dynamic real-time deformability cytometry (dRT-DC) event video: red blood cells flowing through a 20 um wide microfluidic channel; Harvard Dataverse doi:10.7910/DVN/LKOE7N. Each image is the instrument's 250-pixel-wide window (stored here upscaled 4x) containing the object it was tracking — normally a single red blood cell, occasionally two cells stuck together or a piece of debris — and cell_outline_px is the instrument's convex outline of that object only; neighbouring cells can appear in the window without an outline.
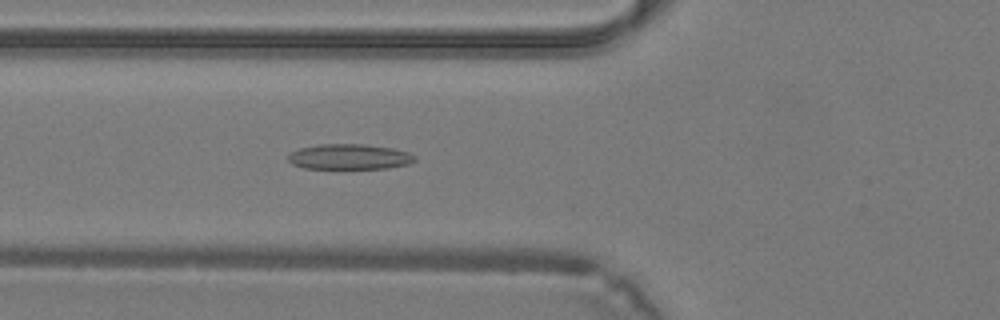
{"species": "common noctule bat (a hibernating species)", "species_latin": "Nyctalus noctula", "temperature_condition": "warm", "stored_images_in_passage": 41, "camera_frame_rate_fps": 3000, "um_per_image_px": 0.085, "animal": {"sex": "male", "body_mass_g": 19.2, "forearm_length_mm": 51.8}, "frame": {"image": 1, "passage_image": 16, "time_ms": 5.0, "image_size_px": [1000, 320], "cell_outline_px": [[416, 160], [408, 164], [388, 168], [304, 168], [292, 164], [288, 160], [288, 156], [292, 152], [300, 148], [320, 144], [360, 144], [392, 148], [408, 152], [416, 156]], "centroid_in_image_um": [29.71, 13.32], "position_along_channel_um": 96.1, "area_um2": 18.55}}
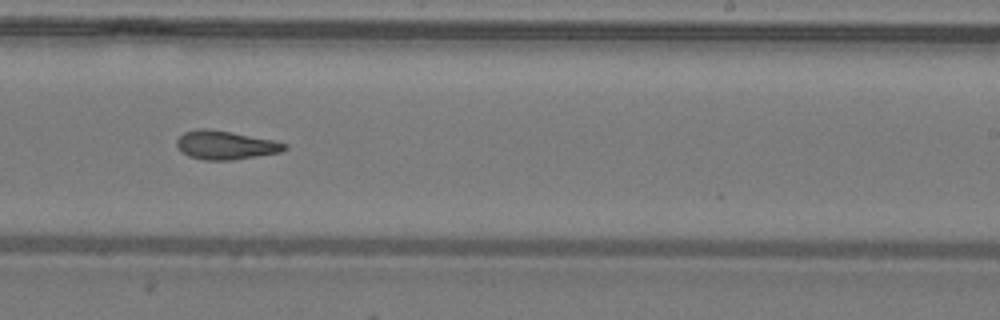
{"frame": {"image": 2, "passage_image": 26, "time_ms": 8.333, "image_size_px": [1000, 320], "cell_outline_px": [[288, 148], [280, 152], [232, 160], [204, 160], [188, 156], [180, 152], [176, 144], [176, 140], [184, 132], [196, 128], [208, 128], [232, 132], [276, 140], [288, 144]], "centroid_in_image_um": [19.15, 12.32], "position_along_channel_um": 269.8, "area_um2": 18.26}}
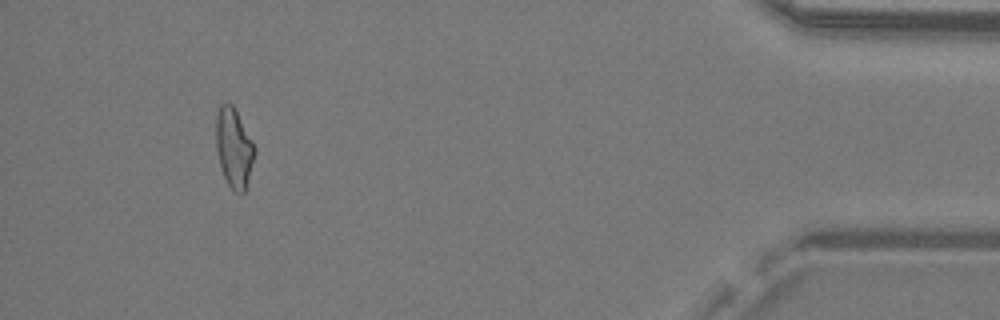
{"frame": {"image": 3, "passage_image": 38, "time_ms": 12.333, "image_size_px": [1000, 320], "cell_outline_px": [[256, 152], [244, 192], [240, 196], [232, 192], [224, 176], [220, 164], [216, 148], [216, 116], [220, 104], [232, 104], [252, 140], [256, 148]], "centroid_in_image_um": [19.88, 12.61], "position_along_channel_um": 415.3, "area_um2": 17.8}}